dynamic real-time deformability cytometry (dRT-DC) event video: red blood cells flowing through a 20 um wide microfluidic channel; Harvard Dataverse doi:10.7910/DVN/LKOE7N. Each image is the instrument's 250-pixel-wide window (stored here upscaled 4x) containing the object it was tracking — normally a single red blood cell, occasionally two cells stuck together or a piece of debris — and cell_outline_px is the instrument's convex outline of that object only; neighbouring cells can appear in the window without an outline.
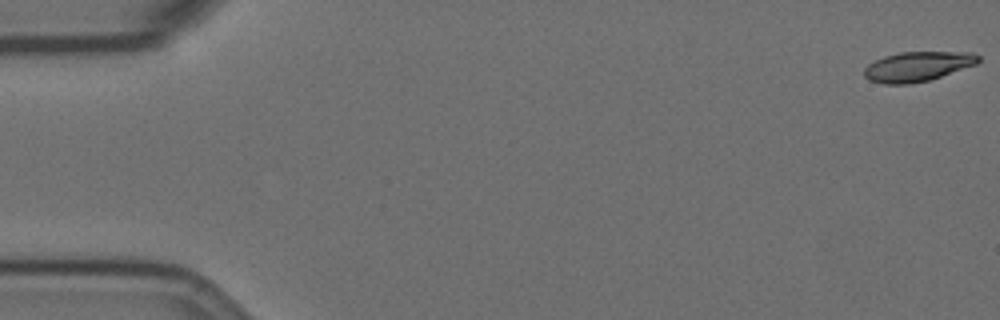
{"species": "Egyptian fruit bat (a non-hibernating species)", "species_latin": "Rousettus aegyptiacus", "temperature_condition": "room temperature", "stored_images_in_passage": 13, "camera_frame_rate_fps": 3000, "um_per_image_px": 0.085, "animal": {"sex": "female"}, "frame": {"image": 1, "passage_image": 1, "time_ms": 0.0, "image_size_px": [1000, 320], "cell_outline_px": [[980, 60], [976, 64], [928, 80], [908, 84], [884, 84], [868, 80], [864, 76], [864, 68], [868, 64], [884, 56], [900, 52], [972, 52], [980, 56]], "centroid_in_image_um": [77.96, 5.64], "position_along_channel_um": 7.0, "area_um2": 19.65}}